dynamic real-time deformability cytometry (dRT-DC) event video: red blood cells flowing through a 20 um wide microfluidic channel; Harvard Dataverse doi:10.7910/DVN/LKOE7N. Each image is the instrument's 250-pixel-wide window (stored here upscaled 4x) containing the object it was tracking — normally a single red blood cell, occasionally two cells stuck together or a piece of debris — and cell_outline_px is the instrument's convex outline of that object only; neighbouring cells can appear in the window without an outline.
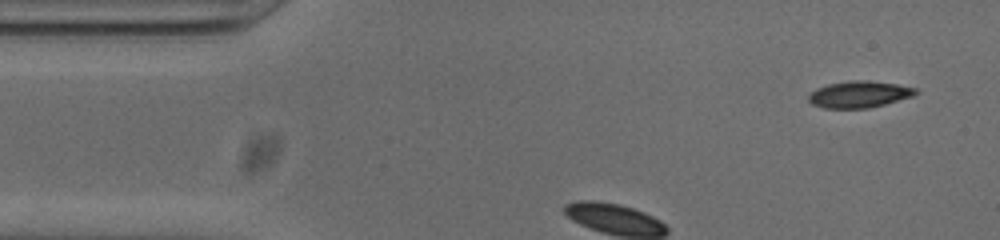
{"species": "common noctule bat (a hibernating species)", "species_latin": "Nyctalus noctula", "temperature_condition": "cold", "stored_images_in_passage": 36, "camera_frame_rate_fps": 3000, "um_per_image_px": 0.085, "animal": {"sex": "male", "body_mass_g": 20.0, "forearm_length_mm": 53.3}, "frame": {"image": 1, "passage_image": 3, "time_ms": 0.667, "image_size_px": [1000, 240], "cell_outline_px": [[920, 92], [912, 96], [884, 104], [868, 108], [824, 108], [812, 104], [808, 100], [808, 96], [816, 88], [828, 84], [848, 80], [868, 80], [896, 84], [916, 88]], "centroid_in_image_um": [73.02, 8.01], "position_along_channel_um": 12.0, "area_um2": 16.59}}
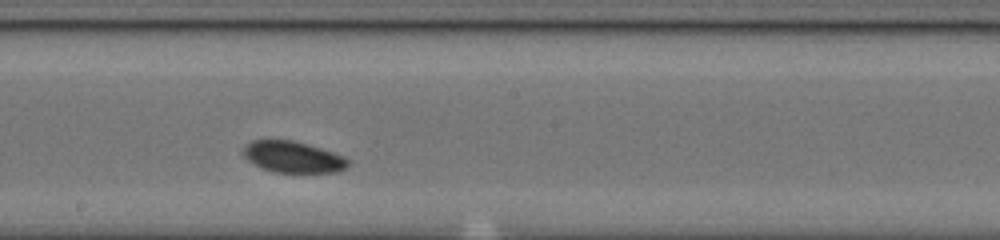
{"frame": {"image": 2, "passage_image": 21, "time_ms": 6.667, "image_size_px": [1000, 240], "cell_outline_px": [[352, 164], [348, 168], [340, 172], [272, 172], [260, 168], [248, 160], [240, 152], [252, 140], [292, 140], [308, 144], [344, 156], [352, 160]], "centroid_in_image_um": [24.95, 13.36], "position_along_channel_um": 223.2, "area_um2": 19.42}}
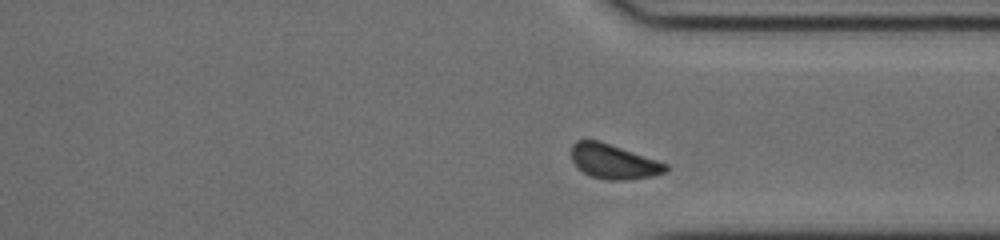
{"frame": {"image": 3, "passage_image": 32, "time_ms": 10.333, "image_size_px": [1000, 240], "cell_outline_px": [[668, 172], [652, 176], [628, 180], [608, 180], [592, 176], [576, 168], [572, 160], [572, 144], [576, 140], [600, 140], [668, 164]], "centroid_in_image_um": [52.16, 13.73], "position_along_channel_um": 359.2, "area_um2": 19.13}}